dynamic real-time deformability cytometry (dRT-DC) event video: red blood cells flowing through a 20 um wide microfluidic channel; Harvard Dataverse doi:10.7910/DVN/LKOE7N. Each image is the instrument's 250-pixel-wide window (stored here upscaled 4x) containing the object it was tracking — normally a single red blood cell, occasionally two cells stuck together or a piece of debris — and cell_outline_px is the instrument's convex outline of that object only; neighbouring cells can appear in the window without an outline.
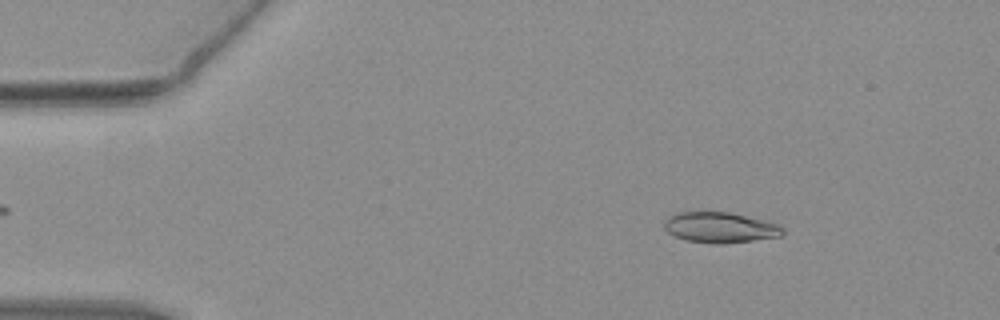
{"species": "common noctule bat (a hibernating species)", "species_latin": "Nyctalus noctula", "temperature_condition": "warm", "stored_images_in_passage": 49, "camera_frame_rate_fps": 3000, "um_per_image_px": 0.085, "animal": {"sex": "female", "body_mass_g": 19.3, "forearm_length_mm": 54.1}, "frame": {"image": 1, "passage_image": 3, "time_ms": 0.667, "image_size_px": [1000, 320], "cell_outline_px": [[784, 232], [780, 236], [724, 244], [712, 244], [688, 240], [676, 236], [668, 232], [664, 228], [664, 220], [668, 216], [676, 212], [728, 212], [780, 224], [784, 228]], "centroid_in_image_um": [61.19, 19.33], "position_along_channel_um": 23.8, "area_um2": 21.04}}
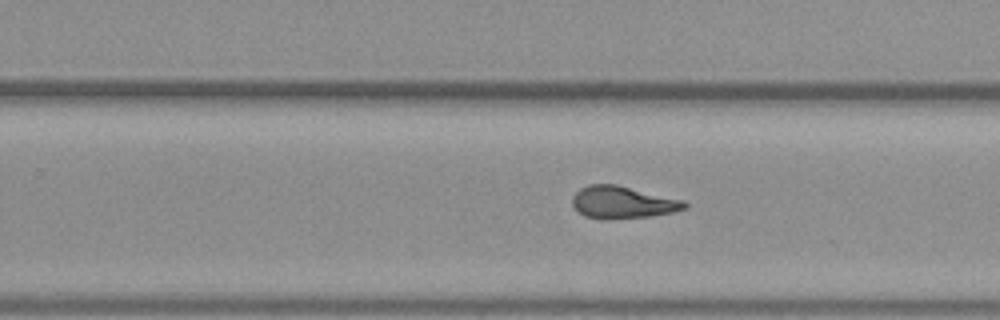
{"frame": {"image": 2, "passage_image": 29, "time_ms": 9.333, "image_size_px": [1000, 320], "cell_outline_px": [[688, 208], [672, 212], [648, 216], [608, 220], [600, 220], [584, 216], [572, 204], [572, 196], [580, 188], [588, 184], [616, 184], [684, 200], [688, 204]], "centroid_in_image_um": [52.91, 17.2], "position_along_channel_um": 276.9, "area_um2": 21.27}}
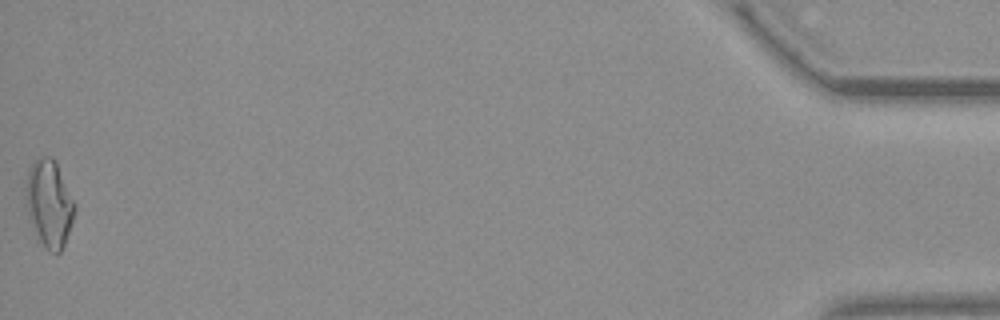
{"frame": {"image": 3, "passage_image": 49, "time_ms": 16.0, "image_size_px": [1000, 320], "cell_outline_px": [[76, 208], [64, 244], [60, 252], [56, 256], [48, 252], [44, 248], [28, 220], [28, 168], [36, 160], [44, 156], [52, 156], [56, 160], [76, 204]], "centroid_in_image_um": [4.22, 17.33], "position_along_channel_um": 431.0, "area_um2": 24.57}, "authors_computed_cell_mechanics": {"area_um2": 21.2126, "velocity_mm_per_s": 3.8312, "shape_relaxation_time_tau1_ms": 7.3021, "shape_relaxation_time_tau2_ms": 3.1563, "deformation_change_tau1": 0.2025, "deformation_change_tau2": 0.1071}}